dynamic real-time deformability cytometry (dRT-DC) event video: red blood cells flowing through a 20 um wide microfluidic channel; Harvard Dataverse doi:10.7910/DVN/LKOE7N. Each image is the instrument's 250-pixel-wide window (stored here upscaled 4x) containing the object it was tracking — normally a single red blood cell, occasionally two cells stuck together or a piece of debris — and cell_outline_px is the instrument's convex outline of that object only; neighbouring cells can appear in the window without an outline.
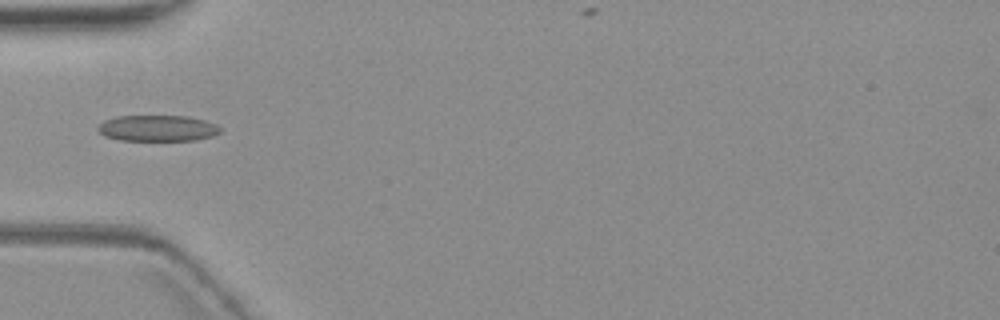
{"species": "common noctule bat (a hibernating species)", "species_latin": "Nyctalus noctula", "temperature_condition": "warm", "stored_images_in_passage": 6, "camera_frame_rate_fps": 3000, "um_per_image_px": 0.085, "animal": {"sex": "female", "body_mass_g": 19.3, "forearm_length_mm": 54.1}, "frame": {"image": 1, "passage_image": 5, "time_ms": 4.667, "image_size_px": [1000, 320], "cell_outline_px": [[220, 132], [212, 136], [196, 140], [120, 140], [104, 136], [96, 128], [104, 120], [116, 116], [188, 116], [204, 120], [216, 124], [220, 128]], "centroid_in_image_um": [13.38, 10.89], "position_along_channel_um": 71.6, "area_um2": 18.55}}
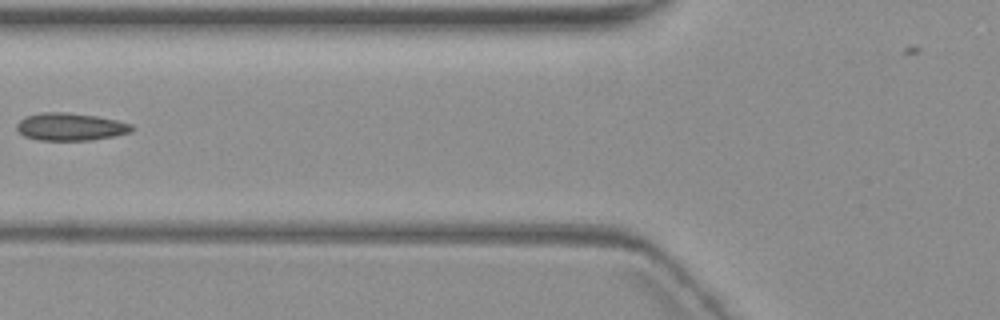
{"frame": {"image": 2, "passage_image": 6, "time_ms": 6.0, "image_size_px": [1000, 320], "cell_outline_px": [[132, 132], [92, 140], [40, 140], [24, 136], [16, 128], [16, 124], [24, 116], [40, 112], [68, 112], [96, 116], [116, 120], [132, 124]], "centroid_in_image_um": [5.96, 10.76], "position_along_channel_um": 119.8, "area_um2": 18.5}}